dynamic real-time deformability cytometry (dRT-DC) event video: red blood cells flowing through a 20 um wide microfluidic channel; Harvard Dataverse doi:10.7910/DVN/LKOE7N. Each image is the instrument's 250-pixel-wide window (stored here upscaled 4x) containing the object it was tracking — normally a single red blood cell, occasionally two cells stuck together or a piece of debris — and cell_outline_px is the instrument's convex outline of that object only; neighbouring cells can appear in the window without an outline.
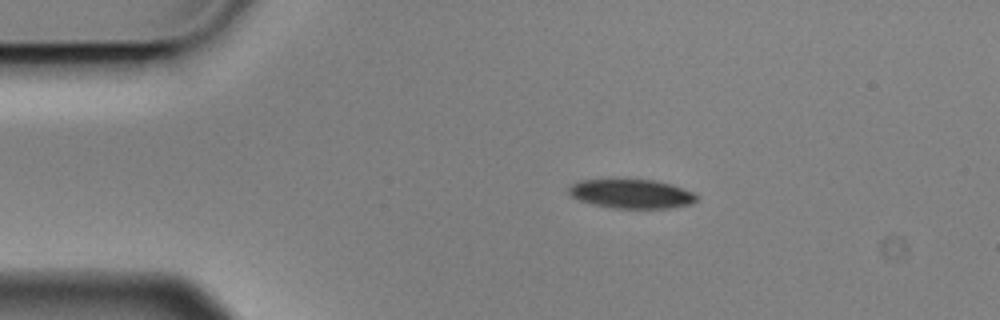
{"species": "Egyptian fruit bat (a non-hibernating species)", "species_latin": "Rousettus aegyptiacus", "temperature_condition": "cold", "stored_images_in_passage": 5, "camera_frame_rate_fps": 3000, "um_per_image_px": 0.085, "animal": {"sex": "male"}, "frame": {"image": 1, "passage_image": 2, "time_ms": 0.333, "image_size_px": [1000, 320], "cell_outline_px": [[696, 200], [692, 204], [668, 208], [612, 208], [592, 204], [580, 200], [572, 196], [568, 192], [568, 188], [572, 184], [580, 180], [652, 180], [672, 184], [692, 192], [696, 196]], "centroid_in_image_um": [53.66, 16.48], "position_along_channel_um": 31.3, "area_um2": 21.44}}
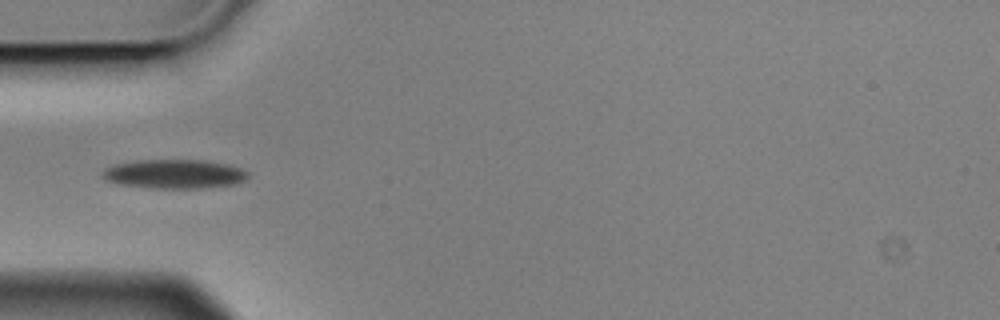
{"frame": {"image": 2, "passage_image": 4, "time_ms": 1.0, "image_size_px": [1000, 320], "cell_outline_px": [[248, 176], [244, 180], [236, 184], [204, 188], [152, 188], [120, 184], [104, 180], [100, 176], [100, 172], [104, 168], [112, 164], [136, 160], [204, 160], [228, 164], [240, 168], [248, 172]], "centroid_in_image_um": [14.76, 14.78], "position_along_channel_um": 70.2, "area_um2": 24.97}}
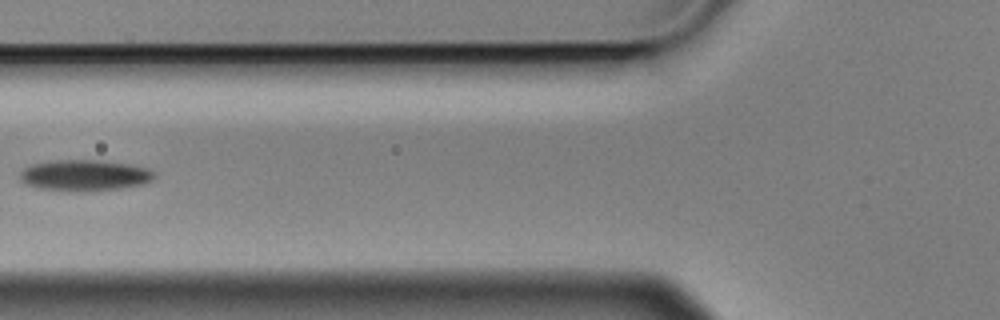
{"frame": {"image": 3, "passage_image": 5, "time_ms": 1.333, "image_size_px": [1000, 320], "cell_outline_px": [[156, 176], [152, 180], [144, 184], [120, 188], [80, 192], [40, 188], [28, 184], [20, 180], [20, 172], [24, 168], [32, 164], [52, 160], [104, 160], [132, 164], [148, 168], [156, 172]], "centroid_in_image_um": [7.25, 14.89], "position_along_channel_um": 118.6, "area_um2": 24.57}}